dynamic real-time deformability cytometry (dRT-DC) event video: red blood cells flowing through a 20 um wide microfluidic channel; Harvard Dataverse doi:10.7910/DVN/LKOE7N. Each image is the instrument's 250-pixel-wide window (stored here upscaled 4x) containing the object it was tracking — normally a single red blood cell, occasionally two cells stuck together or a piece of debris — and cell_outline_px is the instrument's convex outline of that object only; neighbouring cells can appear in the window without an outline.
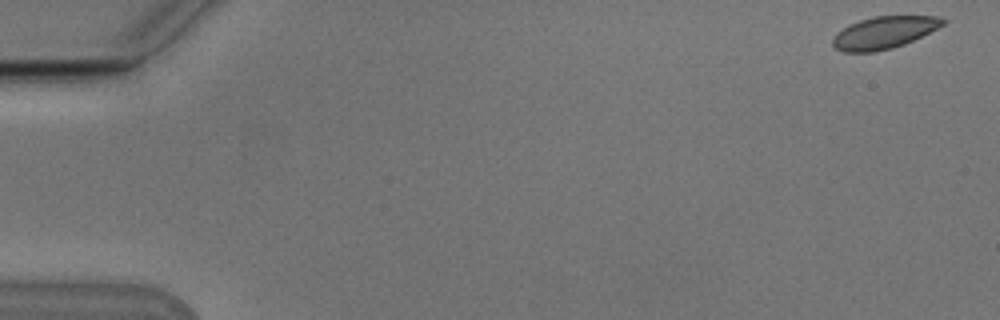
{"species": "Egyptian fruit bat (a non-hibernating species)", "species_latin": "Rousettus aegyptiacus", "temperature_condition": "cold", "stored_images_in_passage": 25, "camera_frame_rate_fps": 3000, "um_per_image_px": 0.085, "animal": {"sex": "male"}, "frame": {"image": 1, "passage_image": 1, "time_ms": 0.0, "image_size_px": [1000, 320], "cell_outline_px": [[948, 20], [944, 24], [904, 44], [892, 48], [872, 52], [844, 52], [836, 48], [832, 44], [832, 40], [836, 32], [848, 24], [872, 16], [940, 16]], "centroid_in_image_um": [75.1, 2.76], "position_along_channel_um": 9.9, "area_um2": 20.58}}
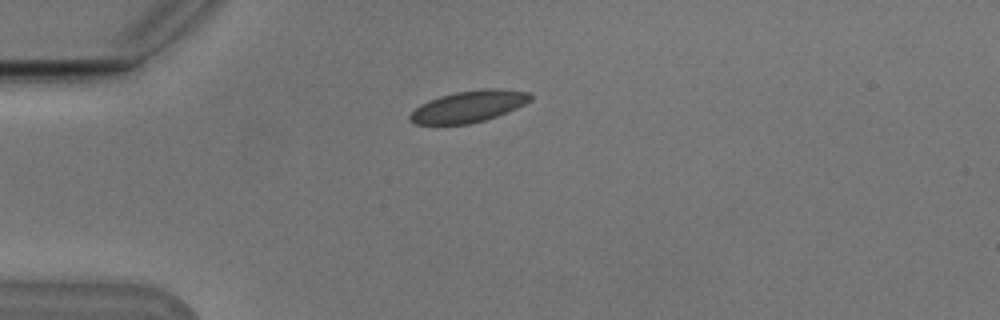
{"frame": {"image": 2, "passage_image": 14, "time_ms": 4.333, "image_size_px": [1000, 320], "cell_outline_px": [[532, 100], [516, 108], [496, 116], [484, 120], [468, 124], [416, 124], [408, 120], [408, 116], [420, 104], [428, 100], [440, 96], [456, 92], [480, 88], [500, 88], [532, 92]], "centroid_in_image_um": [39.85, 9.03], "position_along_channel_um": 45.1, "area_um2": 22.25}}